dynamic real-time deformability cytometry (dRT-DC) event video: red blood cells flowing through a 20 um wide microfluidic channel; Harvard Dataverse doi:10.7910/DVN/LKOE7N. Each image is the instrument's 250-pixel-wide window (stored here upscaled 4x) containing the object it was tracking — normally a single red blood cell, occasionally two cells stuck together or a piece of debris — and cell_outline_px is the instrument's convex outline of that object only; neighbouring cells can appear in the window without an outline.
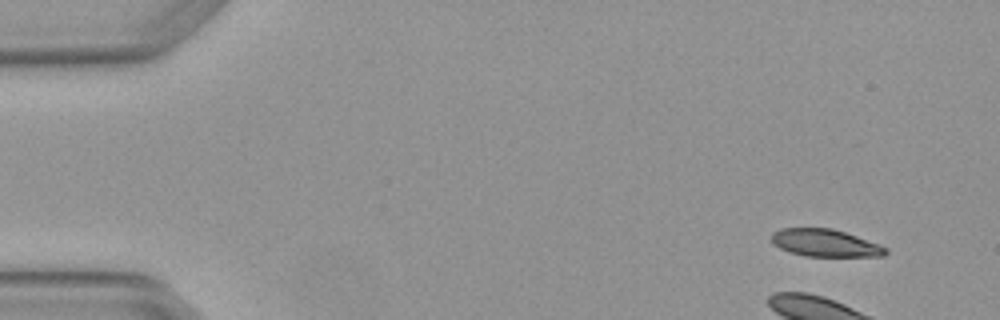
{"species": "Egyptian fruit bat (a non-hibernating species)", "species_latin": "Rousettus aegyptiacus", "temperature_condition": "warm", "stored_images_in_passage": 4, "camera_frame_rate_fps": 3000, "um_per_image_px": 0.085, "animal": {"sex": "female"}, "frame": {"image": 1, "passage_image": 1, "time_ms": 0.0, "image_size_px": [1000, 320], "cell_outline_px": [[888, 252], [884, 256], [804, 256], [788, 252], [772, 244], [772, 232], [780, 228], [832, 228], [880, 244], [888, 248]], "centroid_in_image_um": [70.13, 20.65], "position_along_channel_um": 14.9, "area_um2": 18.32}}